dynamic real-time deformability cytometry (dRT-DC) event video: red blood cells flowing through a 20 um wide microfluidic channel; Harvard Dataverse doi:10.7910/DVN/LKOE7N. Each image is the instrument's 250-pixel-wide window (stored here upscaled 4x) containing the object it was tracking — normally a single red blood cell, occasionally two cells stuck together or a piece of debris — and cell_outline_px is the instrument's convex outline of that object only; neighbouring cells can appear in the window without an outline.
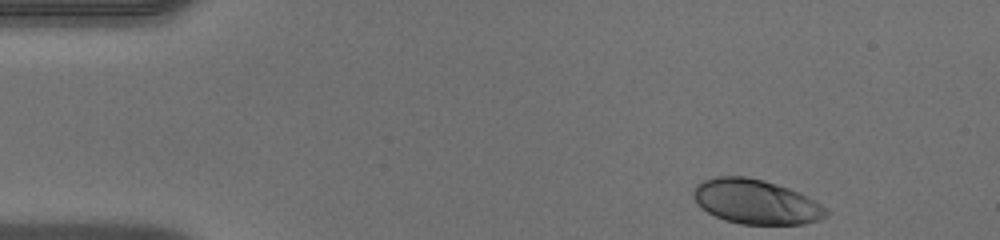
{"species": "human", "species_latin": "Homo sapiens", "temperature_condition": "warm", "stored_images_in_passage": 42, "camera_frame_rate_fps": 3000, "um_per_image_px": 0.085, "donor": {"sex": "male"}, "frame": {"image": 1, "passage_image": 1, "time_ms": 0.0, "image_size_px": [1000, 240], "cell_outline_px": [[828, 216], [820, 220], [804, 224], [740, 224], [724, 220], [700, 208], [696, 204], [692, 196], [692, 192], [696, 184], [704, 180], [716, 176], [748, 176], [764, 180], [800, 192], [816, 200], [828, 208]], "centroid_in_image_um": [64.26, 17.15], "position_along_channel_um": 20.7, "area_um2": 34.97}}
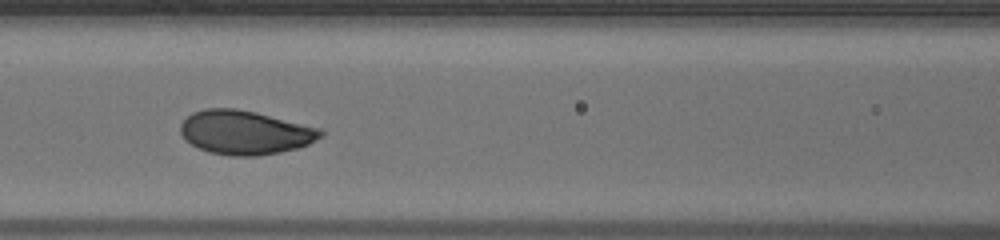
{"frame": {"image": 2, "passage_image": 16, "time_ms": 5.0, "image_size_px": [1000, 240], "cell_outline_px": [[324, 136], [308, 144], [296, 148], [280, 152], [256, 156], [228, 156], [208, 152], [184, 140], [180, 132], [180, 124], [192, 112], [204, 108], [236, 108], [256, 112], [320, 128], [324, 132]], "centroid_in_image_um": [20.81, 11.26], "position_along_channel_um": 145.8, "area_um2": 36.07}}
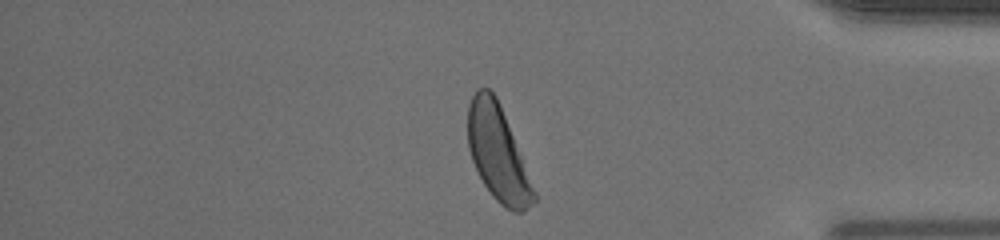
{"frame": {"image": 3, "passage_image": 35, "time_ms": 11.333, "image_size_px": [1000, 240], "cell_outline_px": [[536, 200], [524, 212], [512, 212], [500, 204], [492, 196], [484, 184], [472, 160], [468, 148], [468, 104], [472, 96], [480, 88], [488, 88], [496, 96], [536, 192]], "centroid_in_image_um": [42.31, 13.07], "position_along_channel_um": 392.9, "area_um2": 35.95}}